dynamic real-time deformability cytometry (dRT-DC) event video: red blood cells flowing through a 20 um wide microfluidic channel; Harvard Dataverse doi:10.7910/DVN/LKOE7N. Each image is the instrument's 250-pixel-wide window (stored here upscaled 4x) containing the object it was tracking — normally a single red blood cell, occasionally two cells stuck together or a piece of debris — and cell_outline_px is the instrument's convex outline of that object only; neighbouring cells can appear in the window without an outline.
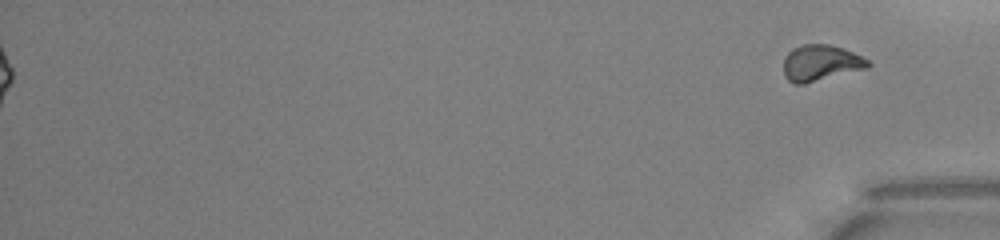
{"species": "common noctule bat (a hibernating species)", "species_latin": "Nyctalus noctula", "temperature_condition": "warm", "stored_images_in_passage": 52, "segment_of_instrument_passage": [2, 2], "camera_frame_rate_fps": 3000, "um_per_image_px": 0.085, "animal": {"sex": "male", "body_mass_g": 13.0, "forearm_length_mm": 53.1}, "frame": {"image": 1, "passage_image": 52, "time_ms": 17.0, "image_size_px": [1000, 240], "cell_outline_px": [[872, 64], [868, 68], [804, 84], [796, 84], [788, 80], [784, 76], [784, 56], [792, 48], [804, 44], [828, 44], [844, 48], [868, 60]], "centroid_in_image_um": [69.75, 5.35], "position_along_channel_um": 365.5, "area_um2": 17.8}}